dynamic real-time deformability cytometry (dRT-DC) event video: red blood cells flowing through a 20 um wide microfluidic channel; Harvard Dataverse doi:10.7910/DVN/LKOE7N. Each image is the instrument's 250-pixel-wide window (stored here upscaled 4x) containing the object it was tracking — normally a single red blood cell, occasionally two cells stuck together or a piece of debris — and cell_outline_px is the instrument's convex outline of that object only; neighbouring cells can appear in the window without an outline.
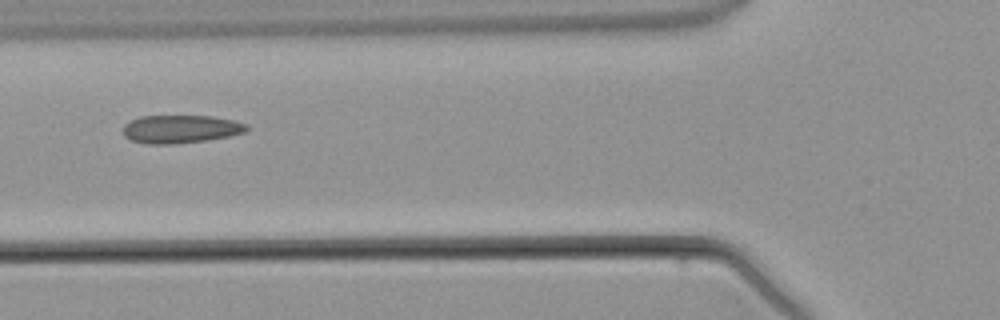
{"species": "common noctule bat (a hibernating species)", "species_latin": "Nyctalus noctula", "temperature_condition": "warm", "stored_images_in_passage": 4, "camera_frame_rate_fps": 3000, "um_per_image_px": 0.085, "animal": {"sex": "male", "body_mass_g": 21.5, "forearm_length_mm": 52.0}, "frame": {"image": 1, "passage_image": 4, "time_ms": 3.333, "image_size_px": [1000, 320], "cell_outline_px": [[248, 128], [244, 132], [228, 136], [204, 140], [176, 144], [144, 144], [132, 140], [124, 136], [124, 124], [140, 116], [212, 116], [232, 120], [248, 124]], "centroid_in_image_um": [15.33, 10.97], "position_along_channel_um": 110.5, "area_um2": 20.11}}